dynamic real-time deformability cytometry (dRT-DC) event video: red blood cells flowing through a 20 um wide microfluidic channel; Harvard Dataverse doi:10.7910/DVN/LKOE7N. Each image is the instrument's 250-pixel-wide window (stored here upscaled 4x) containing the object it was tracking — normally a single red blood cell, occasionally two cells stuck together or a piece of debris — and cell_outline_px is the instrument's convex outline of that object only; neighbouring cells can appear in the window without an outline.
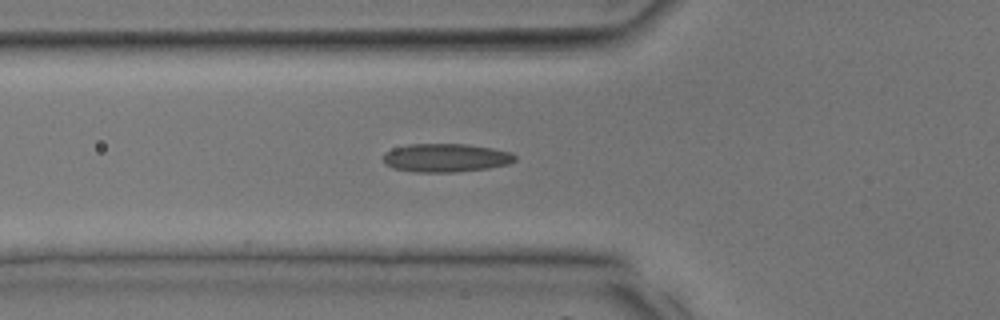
{"species": "common noctule bat (a hibernating species)", "species_latin": "Nyctalus noctula", "temperature_condition": "room temperature", "stored_images_in_passage": 27, "segment_of_instrument_passage": [1, 2], "camera_frame_rate_fps": 3000, "um_per_image_px": 0.085, "animal": {"sex": "male", "body_mass_g": 17.9, "forearm_length_mm": 54.2}, "frame": {"image": 1, "passage_image": 3, "time_ms": 0.667, "image_size_px": [1000, 320], "cell_outline_px": [[516, 160], [508, 164], [488, 168], [456, 172], [412, 172], [392, 168], [384, 164], [384, 152], [392, 148], [408, 144], [468, 144], [492, 148], [512, 152], [516, 156]], "centroid_in_image_um": [37.88, 13.41], "position_along_channel_um": 87.9, "area_um2": 22.08}}
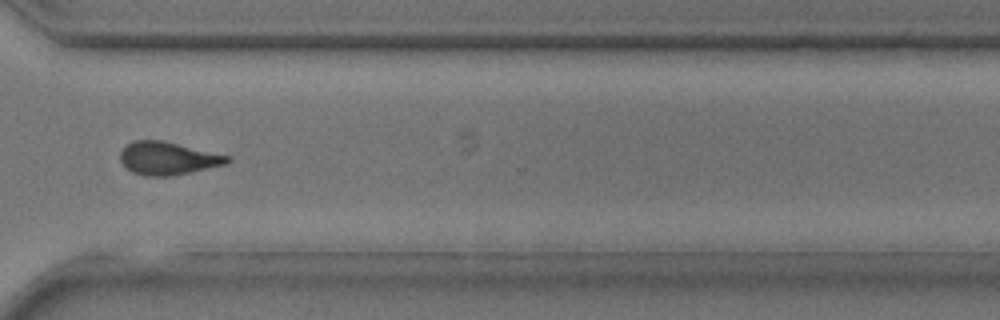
{"frame": {"image": 2, "passage_image": 17, "time_ms": 5.333, "image_size_px": [1000, 320], "cell_outline_px": [[232, 160], [228, 164], [172, 176], [144, 176], [132, 172], [120, 160], [120, 152], [132, 140], [164, 140], [232, 156]], "centroid_in_image_um": [14.33, 13.45], "position_along_channel_um": 356.3, "area_um2": 20.81}}
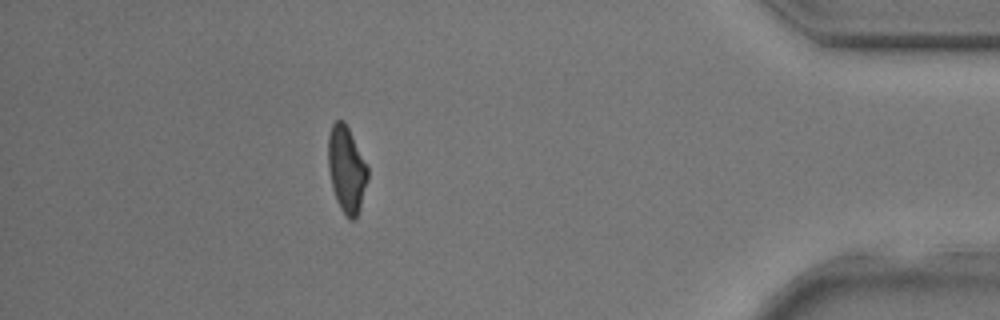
{"frame": {"image": 3, "passage_image": 22, "time_ms": 7.0, "image_size_px": [1000, 320], "cell_outline_px": [[368, 176], [360, 208], [356, 216], [352, 220], [348, 220], [340, 208], [336, 200], [332, 188], [328, 168], [328, 136], [332, 124], [336, 120], [344, 120], [368, 168]], "centroid_in_image_um": [29.43, 14.41], "position_along_channel_um": 405.8, "area_um2": 19.71}}